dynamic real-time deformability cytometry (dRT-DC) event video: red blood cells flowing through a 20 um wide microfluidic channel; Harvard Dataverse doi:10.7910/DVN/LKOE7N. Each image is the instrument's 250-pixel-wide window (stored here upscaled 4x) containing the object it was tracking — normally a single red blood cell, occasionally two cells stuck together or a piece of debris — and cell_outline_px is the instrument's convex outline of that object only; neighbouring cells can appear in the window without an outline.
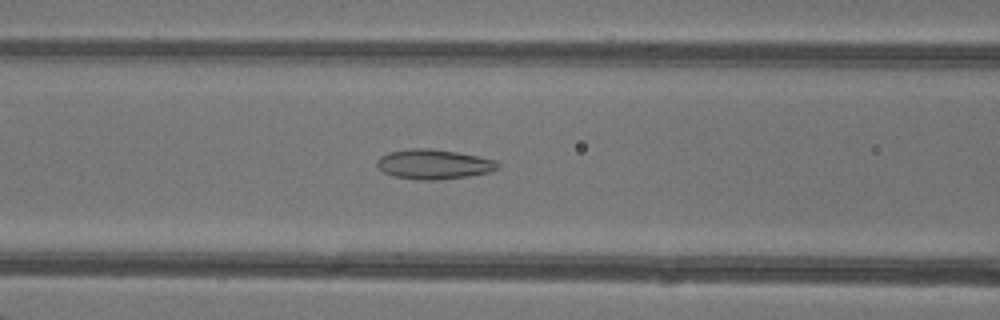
{"species": "common noctule bat (a hibernating species)", "species_latin": "Nyctalus noctula", "temperature_condition": "warm", "stored_images_in_passage": 46, "camera_frame_rate_fps": 3000, "um_per_image_px": 0.085, "animal": {"sex": "female"}, "frame": {"image": 1, "passage_image": 19, "time_ms": 6.0, "image_size_px": [1000, 320], "cell_outline_px": [[500, 168], [492, 172], [468, 176], [436, 180], [416, 180], [392, 176], [384, 172], [376, 164], [376, 160], [380, 156], [388, 152], [408, 148], [432, 148], [456, 152], [496, 160], [500, 164]], "centroid_in_image_um": [36.87, 13.96], "position_along_channel_um": 129.7, "area_um2": 21.21}}
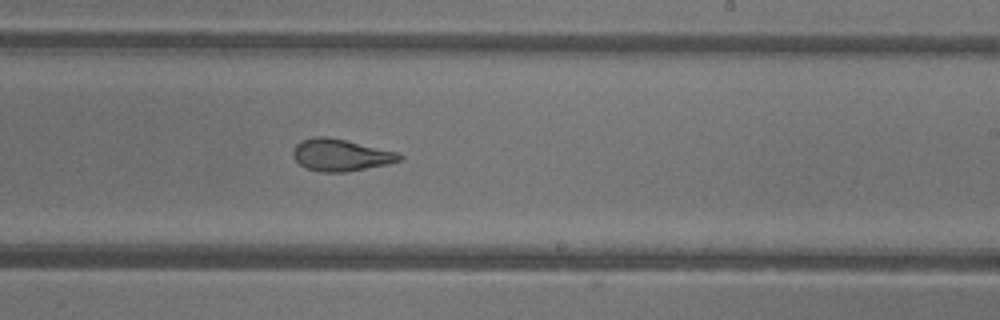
{"frame": {"image": 2, "passage_image": 28, "time_ms": 9.0, "image_size_px": [1000, 320], "cell_outline_px": [[404, 156], [400, 160], [388, 164], [344, 172], [320, 172], [304, 168], [292, 156], [292, 152], [296, 144], [300, 140], [316, 136], [328, 136], [396, 152]], "centroid_in_image_um": [28.9, 13.18], "position_along_channel_um": 260.1, "area_um2": 19.77}}
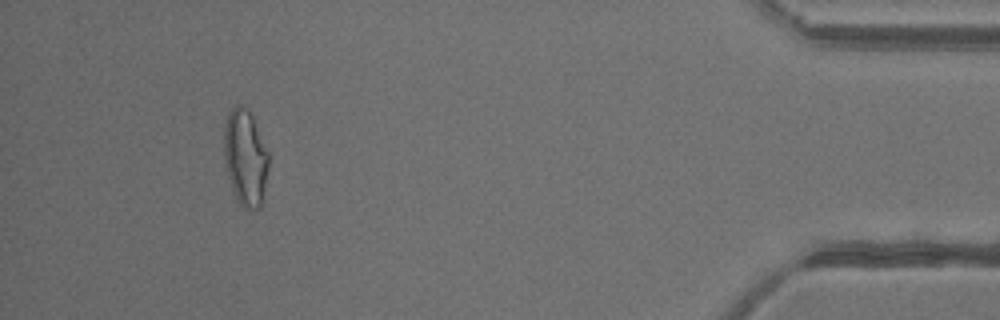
{"frame": {"image": 3, "passage_image": 43, "time_ms": 14.0, "image_size_px": [1000, 320], "cell_outline_px": [[268, 168], [260, 208], [252, 212], [248, 212], [240, 204], [232, 188], [228, 176], [224, 160], [224, 128], [228, 112], [236, 104], [240, 104], [252, 116], [268, 152]], "centroid_in_image_um": [20.84, 13.43], "position_along_channel_um": 414.4, "area_um2": 24.85}, "authors_computed_cell_mechanics": {"area_um2": 22.3686, "velocity_mm_per_s": 4.3526, "shape_relaxation_time_tau1_ms": null, "shape_relaxation_time_tau2_ms": 1.5318, "deformation_change_tau1": null, "deformation_change_tau2": 0.0981}}